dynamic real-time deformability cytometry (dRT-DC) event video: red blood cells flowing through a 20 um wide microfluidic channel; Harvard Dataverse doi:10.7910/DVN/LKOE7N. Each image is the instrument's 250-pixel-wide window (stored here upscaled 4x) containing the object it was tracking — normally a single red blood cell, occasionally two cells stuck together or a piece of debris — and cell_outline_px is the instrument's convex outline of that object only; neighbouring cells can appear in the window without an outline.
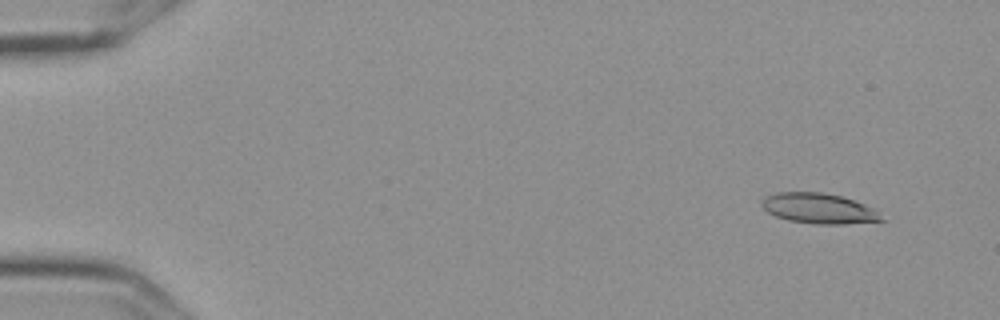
{"species": "Egyptian fruit bat (a non-hibernating species)", "species_latin": "Rousettus aegyptiacus", "temperature_condition": "cold", "stored_images_in_passage": 53, "camera_frame_rate_fps": 3000, "um_per_image_px": 0.085, "frame": {"image": 1, "passage_image": 1, "time_ms": 0.0, "image_size_px": [1000, 320], "cell_outline_px": [[888, 220], [844, 224], [816, 224], [788, 220], [776, 216], [768, 212], [760, 204], [760, 200], [764, 196], [776, 192], [824, 192], [840, 196], [864, 204], [872, 208]], "centroid_in_image_um": [69.58, 17.71], "position_along_channel_um": 15.4, "area_um2": 21.21}}
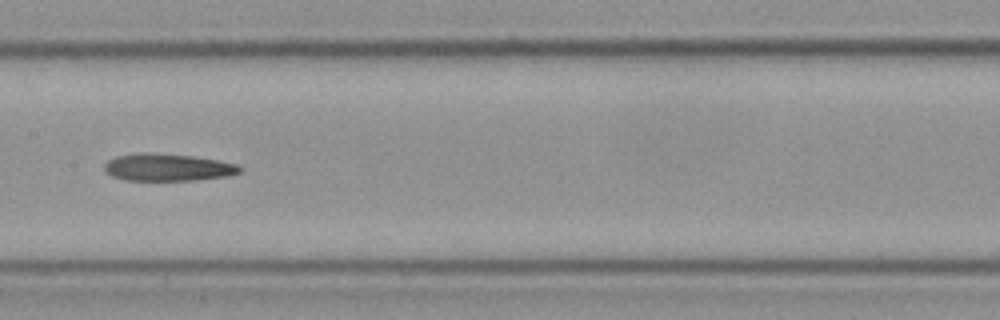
{"frame": {"image": 2, "passage_image": 26, "time_ms": 8.333, "image_size_px": [1000, 320], "cell_outline_px": [[244, 168], [240, 172], [228, 176], [192, 180], [124, 180], [112, 176], [104, 172], [104, 164], [108, 160], [116, 156], [140, 152], [144, 152], [192, 156], [216, 160], [236, 164]], "centroid_in_image_um": [14.22, 14.22], "position_along_channel_um": 193.2, "area_um2": 21.5}}
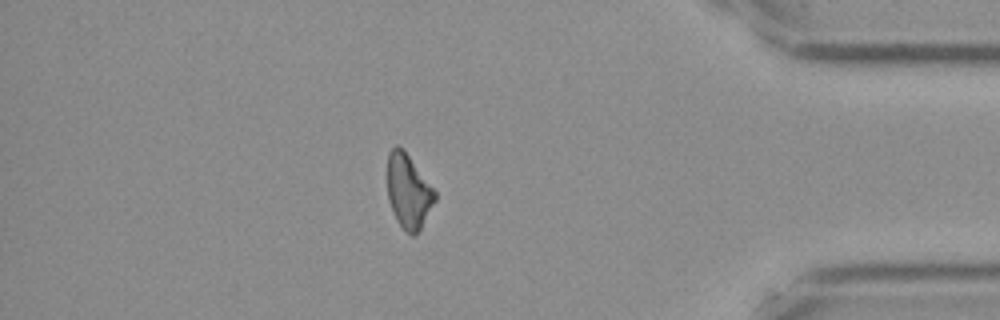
{"frame": {"image": 3, "passage_image": 46, "time_ms": 15.0, "image_size_px": [1000, 320], "cell_outline_px": [[436, 200], [416, 236], [412, 236], [396, 220], [388, 200], [388, 152], [396, 144], [408, 156], [436, 192]], "centroid_in_image_um": [34.71, 16.3], "position_along_channel_um": 400.5, "area_um2": 20.06}}